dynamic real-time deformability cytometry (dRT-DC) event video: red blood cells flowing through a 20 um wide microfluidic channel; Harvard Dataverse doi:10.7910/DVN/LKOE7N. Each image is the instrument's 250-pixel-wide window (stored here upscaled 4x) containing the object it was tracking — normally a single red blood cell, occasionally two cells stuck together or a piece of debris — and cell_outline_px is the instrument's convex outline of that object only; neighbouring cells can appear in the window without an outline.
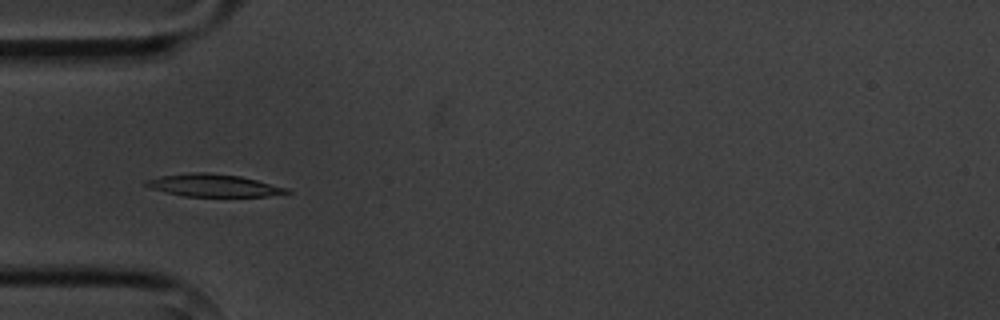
{"species": "common noctule bat (a hibernating species)", "species_latin": "Nyctalus noctula", "temperature_condition": "cold", "stored_images_in_passage": 11, "camera_frame_rate_fps": 3000, "um_per_image_px": 0.085, "animal": {"sex": "male", "body_mass_g": 20.1, "forearm_length_mm": 53.5}, "frame": {"image": 1, "passage_image": 4, "time_ms": 4.333, "image_size_px": [1000, 320], "cell_outline_px": [[292, 192], [268, 196], [184, 196], [152, 188], [144, 184], [144, 180], [160, 176], [192, 172], [208, 172], [240, 176], [288, 188]], "centroid_in_image_um": [18.15, 15.75], "position_along_channel_um": 66.9, "area_um2": 18.21}}
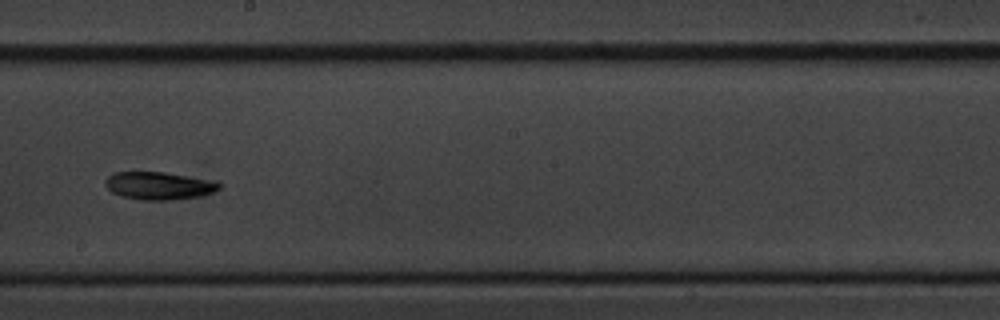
{"frame": {"image": 2, "passage_image": 8, "time_ms": 9.0, "image_size_px": [1000, 320], "cell_outline_px": [[224, 184], [220, 188], [212, 192], [200, 196], [172, 200], [140, 200], [120, 196], [112, 192], [104, 184], [104, 180], [112, 172], [164, 172], [216, 180]], "centroid_in_image_um": [13.53, 15.78], "position_along_channel_um": 234.7, "area_um2": 18.73}}
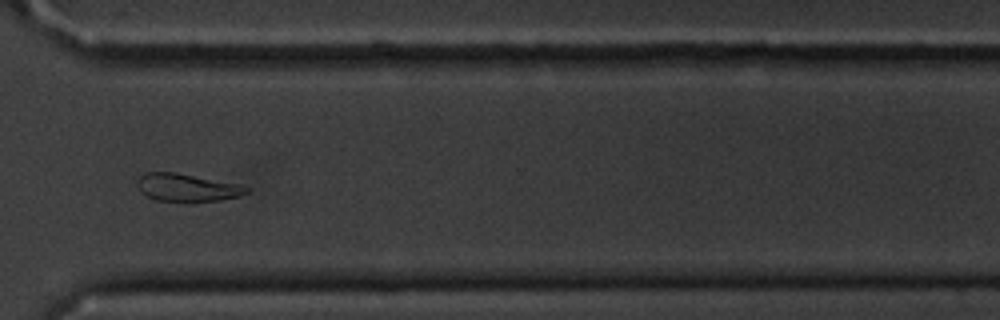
{"frame": {"image": 3, "passage_image": 11, "time_ms": 12.333, "image_size_px": [1000, 320], "cell_outline_px": [[252, 188], [248, 192], [240, 196], [220, 200], [156, 200], [140, 192], [136, 184], [140, 176], [148, 172], [176, 172], [240, 184]], "centroid_in_image_um": [15.92, 15.92], "position_along_channel_um": 354.7, "area_um2": 17.4}}